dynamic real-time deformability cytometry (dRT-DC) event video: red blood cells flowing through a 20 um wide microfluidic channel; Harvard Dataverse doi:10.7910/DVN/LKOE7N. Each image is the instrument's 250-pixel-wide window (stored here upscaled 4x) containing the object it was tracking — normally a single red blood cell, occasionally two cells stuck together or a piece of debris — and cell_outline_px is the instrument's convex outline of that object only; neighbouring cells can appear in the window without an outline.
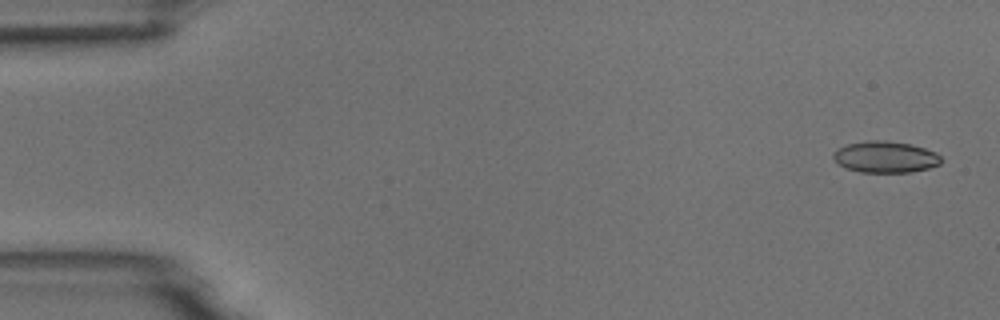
{"species": "common noctule bat (a hibernating species)", "species_latin": "Nyctalus noctula", "temperature_condition": "room temperature", "stored_images_in_passage": 5, "camera_frame_rate_fps": 3000, "um_per_image_px": 0.085, "animal": {"sex": "male", "body_mass_g": 18.8}, "frame": {"image": 1, "passage_image": 1, "time_ms": 0.0, "image_size_px": [1000, 320], "cell_outline_px": [[940, 164], [928, 168], [912, 172], [860, 172], [848, 168], [840, 164], [832, 156], [836, 148], [848, 144], [868, 140], [884, 140], [912, 144], [936, 152], [940, 156]], "centroid_in_image_um": [75.26, 13.33], "position_along_channel_um": 9.7, "area_um2": 19.65}}
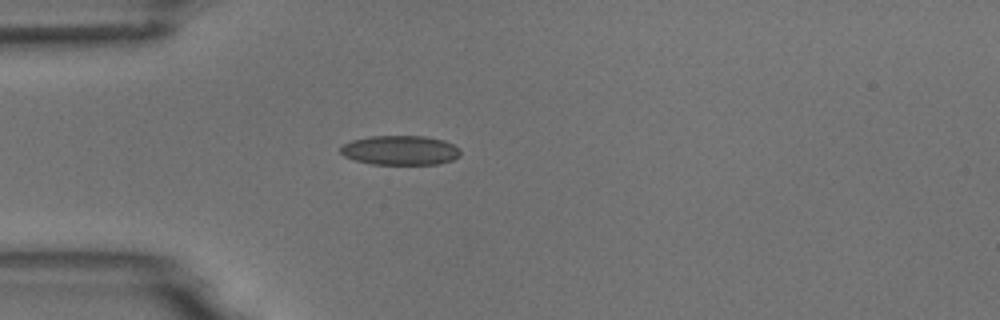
{"frame": {"image": 2, "passage_image": 4, "time_ms": 4.333, "image_size_px": [1000, 320], "cell_outline_px": [[460, 156], [452, 160], [440, 164], [372, 164], [356, 160], [344, 156], [340, 152], [340, 148], [344, 144], [352, 140], [372, 136], [424, 136], [444, 140], [460, 148]], "centroid_in_image_um": [34.05, 12.77], "position_along_channel_um": 51.0, "area_um2": 20.58}}